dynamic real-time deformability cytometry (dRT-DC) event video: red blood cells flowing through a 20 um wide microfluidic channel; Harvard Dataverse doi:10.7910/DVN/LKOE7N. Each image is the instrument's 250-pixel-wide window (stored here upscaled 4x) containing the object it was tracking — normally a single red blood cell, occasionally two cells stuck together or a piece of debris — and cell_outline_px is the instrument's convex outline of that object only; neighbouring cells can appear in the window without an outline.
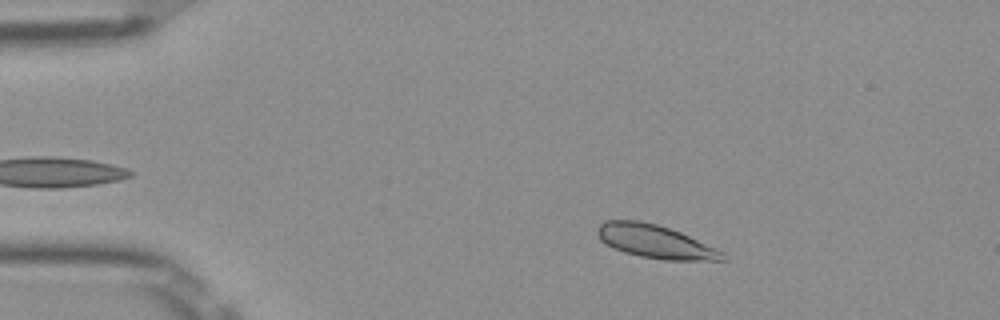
{"species": "Egyptian fruit bat (a non-hibernating species)", "species_latin": "Rousettus aegyptiacus", "temperature_condition": "room temperature", "stored_images_in_passage": 42, "camera_frame_rate_fps": 3000, "um_per_image_px": 0.085, "frame": {"image": 1, "passage_image": 7, "time_ms": 2.0, "image_size_px": [1000, 320], "cell_outline_px": [[728, 260], [664, 260], [640, 256], [624, 252], [612, 248], [604, 244], [600, 240], [596, 232], [600, 224], [604, 220], [640, 220], [656, 224], [680, 232], [716, 248], [724, 252]], "centroid_in_image_um": [55.67, 20.53], "position_along_channel_um": 29.3, "area_um2": 24.33}}
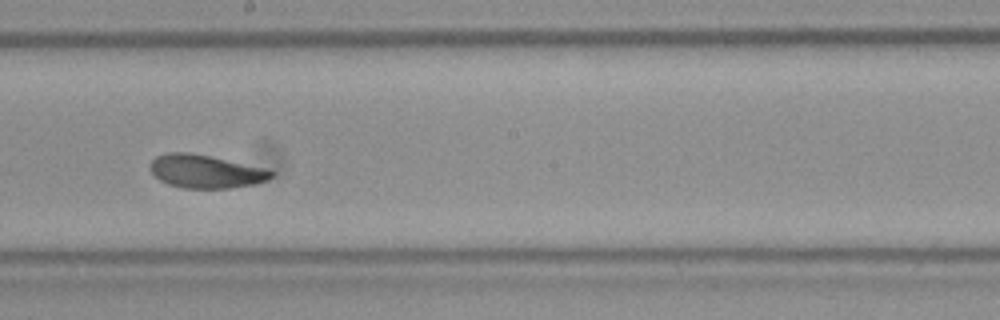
{"frame": {"image": 2, "passage_image": 27, "time_ms": 8.667, "image_size_px": [1000, 320], "cell_outline_px": [[276, 172], [268, 180], [256, 184], [228, 188], [184, 188], [168, 184], [160, 180], [148, 168], [148, 164], [156, 156], [168, 152], [188, 152], [268, 168]], "centroid_in_image_um": [17.49, 14.57], "position_along_channel_um": 230.7, "area_um2": 23.58}}
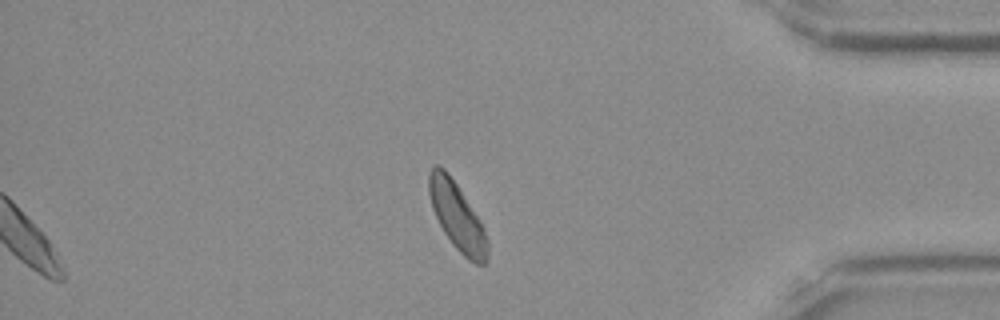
{"frame": {"image": 3, "passage_image": 42, "time_ms": 13.667, "image_size_px": [1000, 320], "cell_outline_px": [[488, 260], [484, 264], [476, 264], [468, 260], [452, 244], [444, 232], [432, 208], [428, 192], [428, 172], [436, 164], [444, 168], [448, 172], [480, 220], [484, 228], [488, 240]], "centroid_in_image_um": [38.86, 18.4], "position_along_channel_um": 396.3, "area_um2": 22.95}, "authors_computed_cell_mechanics": {"area_um2": 24.0159, "velocity_mm_per_s": 3.9118, "shape_relaxation_time_tau1_ms": 3.6118, "shape_relaxation_time_tau2_ms": 1.2032, "deformation_change_tau1": 0.1131, "deformation_change_tau2": 0.0558}}